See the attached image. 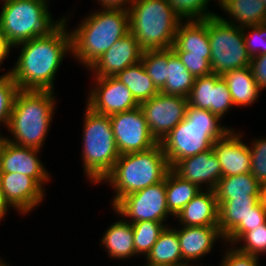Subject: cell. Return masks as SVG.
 <instances>
[{"instance_id":"cell-25","label":"cell","mask_w":266,"mask_h":266,"mask_svg":"<svg viewBox=\"0 0 266 266\" xmlns=\"http://www.w3.org/2000/svg\"><path fill=\"white\" fill-rule=\"evenodd\" d=\"M261 184L251 173L221 177L214 189L217 202L235 198H259Z\"/></svg>"},{"instance_id":"cell-36","label":"cell","mask_w":266,"mask_h":266,"mask_svg":"<svg viewBox=\"0 0 266 266\" xmlns=\"http://www.w3.org/2000/svg\"><path fill=\"white\" fill-rule=\"evenodd\" d=\"M245 242L244 245L240 247H235L238 251L257 256L260 253L266 252V222L259 225L253 230L245 232L237 242Z\"/></svg>"},{"instance_id":"cell-33","label":"cell","mask_w":266,"mask_h":266,"mask_svg":"<svg viewBox=\"0 0 266 266\" xmlns=\"http://www.w3.org/2000/svg\"><path fill=\"white\" fill-rule=\"evenodd\" d=\"M215 84L216 74L196 77L187 97L188 105L199 109H207L212 113V96Z\"/></svg>"},{"instance_id":"cell-26","label":"cell","mask_w":266,"mask_h":266,"mask_svg":"<svg viewBox=\"0 0 266 266\" xmlns=\"http://www.w3.org/2000/svg\"><path fill=\"white\" fill-rule=\"evenodd\" d=\"M101 243L108 250L109 257L129 259L136 255L132 224L124 219L110 225L102 236Z\"/></svg>"},{"instance_id":"cell-31","label":"cell","mask_w":266,"mask_h":266,"mask_svg":"<svg viewBox=\"0 0 266 266\" xmlns=\"http://www.w3.org/2000/svg\"><path fill=\"white\" fill-rule=\"evenodd\" d=\"M132 224L134 234V249L136 255L142 253L147 256L160 234L167 227L163 222L139 221Z\"/></svg>"},{"instance_id":"cell-27","label":"cell","mask_w":266,"mask_h":266,"mask_svg":"<svg viewBox=\"0 0 266 266\" xmlns=\"http://www.w3.org/2000/svg\"><path fill=\"white\" fill-rule=\"evenodd\" d=\"M114 77L126 85L139 104L151 99L160 92L149 77L141 61L128 66Z\"/></svg>"},{"instance_id":"cell-16","label":"cell","mask_w":266,"mask_h":266,"mask_svg":"<svg viewBox=\"0 0 266 266\" xmlns=\"http://www.w3.org/2000/svg\"><path fill=\"white\" fill-rule=\"evenodd\" d=\"M142 53L135 36L129 32L99 57L89 70L95 73L94 77L115 76L128 66L141 61Z\"/></svg>"},{"instance_id":"cell-46","label":"cell","mask_w":266,"mask_h":266,"mask_svg":"<svg viewBox=\"0 0 266 266\" xmlns=\"http://www.w3.org/2000/svg\"><path fill=\"white\" fill-rule=\"evenodd\" d=\"M9 206H11V204L6 200V197L0 188V221L5 217V214H7L8 209H10Z\"/></svg>"},{"instance_id":"cell-40","label":"cell","mask_w":266,"mask_h":266,"mask_svg":"<svg viewBox=\"0 0 266 266\" xmlns=\"http://www.w3.org/2000/svg\"><path fill=\"white\" fill-rule=\"evenodd\" d=\"M234 106L231 94L228 90L226 81L222 76L216 74V84L212 96V113L223 118L225 113Z\"/></svg>"},{"instance_id":"cell-34","label":"cell","mask_w":266,"mask_h":266,"mask_svg":"<svg viewBox=\"0 0 266 266\" xmlns=\"http://www.w3.org/2000/svg\"><path fill=\"white\" fill-rule=\"evenodd\" d=\"M176 14L183 20H204L217 13L208 11L207 6L211 0H167ZM219 2V0H218ZM208 3V4H207ZM208 11V12H207Z\"/></svg>"},{"instance_id":"cell-9","label":"cell","mask_w":266,"mask_h":266,"mask_svg":"<svg viewBox=\"0 0 266 266\" xmlns=\"http://www.w3.org/2000/svg\"><path fill=\"white\" fill-rule=\"evenodd\" d=\"M208 36L213 74L222 76L250 65L251 56L245 46L242 27L223 22L218 15L212 16L208 18Z\"/></svg>"},{"instance_id":"cell-45","label":"cell","mask_w":266,"mask_h":266,"mask_svg":"<svg viewBox=\"0 0 266 266\" xmlns=\"http://www.w3.org/2000/svg\"><path fill=\"white\" fill-rule=\"evenodd\" d=\"M10 48H12L8 42L3 38L2 32L0 30V64L3 63V60L9 56Z\"/></svg>"},{"instance_id":"cell-35","label":"cell","mask_w":266,"mask_h":266,"mask_svg":"<svg viewBox=\"0 0 266 266\" xmlns=\"http://www.w3.org/2000/svg\"><path fill=\"white\" fill-rule=\"evenodd\" d=\"M12 70L0 76V122L8 126L15 96L19 90L11 75Z\"/></svg>"},{"instance_id":"cell-21","label":"cell","mask_w":266,"mask_h":266,"mask_svg":"<svg viewBox=\"0 0 266 266\" xmlns=\"http://www.w3.org/2000/svg\"><path fill=\"white\" fill-rule=\"evenodd\" d=\"M202 190L175 216L183 226H218L219 206L214 190Z\"/></svg>"},{"instance_id":"cell-19","label":"cell","mask_w":266,"mask_h":266,"mask_svg":"<svg viewBox=\"0 0 266 266\" xmlns=\"http://www.w3.org/2000/svg\"><path fill=\"white\" fill-rule=\"evenodd\" d=\"M177 235L182 259L186 265H189V261H197L196 259L208 254L217 238L224 240L218 226H182L177 230Z\"/></svg>"},{"instance_id":"cell-7","label":"cell","mask_w":266,"mask_h":266,"mask_svg":"<svg viewBox=\"0 0 266 266\" xmlns=\"http://www.w3.org/2000/svg\"><path fill=\"white\" fill-rule=\"evenodd\" d=\"M83 129V168L93 183H100L112 171L120 157L110 116L92 111L86 107Z\"/></svg>"},{"instance_id":"cell-22","label":"cell","mask_w":266,"mask_h":266,"mask_svg":"<svg viewBox=\"0 0 266 266\" xmlns=\"http://www.w3.org/2000/svg\"><path fill=\"white\" fill-rule=\"evenodd\" d=\"M220 7L235 20H226L218 16L223 22L239 27L253 26L266 23V7L262 0H219ZM238 21V23L236 22ZM235 22V23H234Z\"/></svg>"},{"instance_id":"cell-32","label":"cell","mask_w":266,"mask_h":266,"mask_svg":"<svg viewBox=\"0 0 266 266\" xmlns=\"http://www.w3.org/2000/svg\"><path fill=\"white\" fill-rule=\"evenodd\" d=\"M141 62L154 85L160 91L167 80L168 48L143 51Z\"/></svg>"},{"instance_id":"cell-30","label":"cell","mask_w":266,"mask_h":266,"mask_svg":"<svg viewBox=\"0 0 266 266\" xmlns=\"http://www.w3.org/2000/svg\"><path fill=\"white\" fill-rule=\"evenodd\" d=\"M195 77L183 65L172 47L168 48L167 80L160 93L188 97Z\"/></svg>"},{"instance_id":"cell-49","label":"cell","mask_w":266,"mask_h":266,"mask_svg":"<svg viewBox=\"0 0 266 266\" xmlns=\"http://www.w3.org/2000/svg\"><path fill=\"white\" fill-rule=\"evenodd\" d=\"M4 137L0 134V147L2 145V141H3Z\"/></svg>"},{"instance_id":"cell-23","label":"cell","mask_w":266,"mask_h":266,"mask_svg":"<svg viewBox=\"0 0 266 266\" xmlns=\"http://www.w3.org/2000/svg\"><path fill=\"white\" fill-rule=\"evenodd\" d=\"M146 257L145 266H187L182 259L177 229L169 226L160 234Z\"/></svg>"},{"instance_id":"cell-15","label":"cell","mask_w":266,"mask_h":266,"mask_svg":"<svg viewBox=\"0 0 266 266\" xmlns=\"http://www.w3.org/2000/svg\"><path fill=\"white\" fill-rule=\"evenodd\" d=\"M0 188L11 207L22 215L37 207L46 196L44 188L22 173H0Z\"/></svg>"},{"instance_id":"cell-14","label":"cell","mask_w":266,"mask_h":266,"mask_svg":"<svg viewBox=\"0 0 266 266\" xmlns=\"http://www.w3.org/2000/svg\"><path fill=\"white\" fill-rule=\"evenodd\" d=\"M39 152V149L17 146L3 139L0 147V173H22L32 177L43 188L50 177L38 158Z\"/></svg>"},{"instance_id":"cell-29","label":"cell","mask_w":266,"mask_h":266,"mask_svg":"<svg viewBox=\"0 0 266 266\" xmlns=\"http://www.w3.org/2000/svg\"><path fill=\"white\" fill-rule=\"evenodd\" d=\"M166 204L172 216H176L201 190L196 184L182 179L172 169L165 177Z\"/></svg>"},{"instance_id":"cell-39","label":"cell","mask_w":266,"mask_h":266,"mask_svg":"<svg viewBox=\"0 0 266 266\" xmlns=\"http://www.w3.org/2000/svg\"><path fill=\"white\" fill-rule=\"evenodd\" d=\"M250 148L251 174L262 184H266V138L256 139Z\"/></svg>"},{"instance_id":"cell-47","label":"cell","mask_w":266,"mask_h":266,"mask_svg":"<svg viewBox=\"0 0 266 266\" xmlns=\"http://www.w3.org/2000/svg\"><path fill=\"white\" fill-rule=\"evenodd\" d=\"M259 202L266 211V184H262L260 187Z\"/></svg>"},{"instance_id":"cell-28","label":"cell","mask_w":266,"mask_h":266,"mask_svg":"<svg viewBox=\"0 0 266 266\" xmlns=\"http://www.w3.org/2000/svg\"><path fill=\"white\" fill-rule=\"evenodd\" d=\"M258 202L259 198H235L218 202V227L223 238L239 223H244V220L250 212L254 211V206Z\"/></svg>"},{"instance_id":"cell-24","label":"cell","mask_w":266,"mask_h":266,"mask_svg":"<svg viewBox=\"0 0 266 266\" xmlns=\"http://www.w3.org/2000/svg\"><path fill=\"white\" fill-rule=\"evenodd\" d=\"M222 77L226 81L234 106L251 105L257 100L261 90L249 66L226 72Z\"/></svg>"},{"instance_id":"cell-4","label":"cell","mask_w":266,"mask_h":266,"mask_svg":"<svg viewBox=\"0 0 266 266\" xmlns=\"http://www.w3.org/2000/svg\"><path fill=\"white\" fill-rule=\"evenodd\" d=\"M92 13L70 32L71 53L88 69L117 40L129 33L128 10L104 8Z\"/></svg>"},{"instance_id":"cell-48","label":"cell","mask_w":266,"mask_h":266,"mask_svg":"<svg viewBox=\"0 0 266 266\" xmlns=\"http://www.w3.org/2000/svg\"><path fill=\"white\" fill-rule=\"evenodd\" d=\"M0 266H9L2 259H0Z\"/></svg>"},{"instance_id":"cell-43","label":"cell","mask_w":266,"mask_h":266,"mask_svg":"<svg viewBox=\"0 0 266 266\" xmlns=\"http://www.w3.org/2000/svg\"><path fill=\"white\" fill-rule=\"evenodd\" d=\"M260 90L266 89V54L251 57L249 65Z\"/></svg>"},{"instance_id":"cell-41","label":"cell","mask_w":266,"mask_h":266,"mask_svg":"<svg viewBox=\"0 0 266 266\" xmlns=\"http://www.w3.org/2000/svg\"><path fill=\"white\" fill-rule=\"evenodd\" d=\"M187 70L196 78L212 74L210 59L188 55V52H175Z\"/></svg>"},{"instance_id":"cell-18","label":"cell","mask_w":266,"mask_h":266,"mask_svg":"<svg viewBox=\"0 0 266 266\" xmlns=\"http://www.w3.org/2000/svg\"><path fill=\"white\" fill-rule=\"evenodd\" d=\"M241 139L242 134L231 129L213 144V151L221 165L222 177L251 173L250 148Z\"/></svg>"},{"instance_id":"cell-2","label":"cell","mask_w":266,"mask_h":266,"mask_svg":"<svg viewBox=\"0 0 266 266\" xmlns=\"http://www.w3.org/2000/svg\"><path fill=\"white\" fill-rule=\"evenodd\" d=\"M221 118L207 109L188 105L185 118L160 142L172 168L179 160L212 149L216 140L232 128L220 125Z\"/></svg>"},{"instance_id":"cell-5","label":"cell","mask_w":266,"mask_h":266,"mask_svg":"<svg viewBox=\"0 0 266 266\" xmlns=\"http://www.w3.org/2000/svg\"><path fill=\"white\" fill-rule=\"evenodd\" d=\"M171 169L163 148L158 143L143 152L120 155L112 171L102 180L116 192L112 205L122 197L163 181Z\"/></svg>"},{"instance_id":"cell-12","label":"cell","mask_w":266,"mask_h":266,"mask_svg":"<svg viewBox=\"0 0 266 266\" xmlns=\"http://www.w3.org/2000/svg\"><path fill=\"white\" fill-rule=\"evenodd\" d=\"M187 106L186 97L160 92L139 105L149 131L158 143L185 118Z\"/></svg>"},{"instance_id":"cell-38","label":"cell","mask_w":266,"mask_h":266,"mask_svg":"<svg viewBox=\"0 0 266 266\" xmlns=\"http://www.w3.org/2000/svg\"><path fill=\"white\" fill-rule=\"evenodd\" d=\"M243 37L251 57L266 54V23L243 27Z\"/></svg>"},{"instance_id":"cell-13","label":"cell","mask_w":266,"mask_h":266,"mask_svg":"<svg viewBox=\"0 0 266 266\" xmlns=\"http://www.w3.org/2000/svg\"><path fill=\"white\" fill-rule=\"evenodd\" d=\"M96 87H92L87 98L86 106L92 111L112 115L119 112H126L139 107V103L133 97L131 91L125 84L114 76L96 77Z\"/></svg>"},{"instance_id":"cell-11","label":"cell","mask_w":266,"mask_h":266,"mask_svg":"<svg viewBox=\"0 0 266 266\" xmlns=\"http://www.w3.org/2000/svg\"><path fill=\"white\" fill-rule=\"evenodd\" d=\"M115 143L120 155L143 152L158 142L151 135L144 113L140 107L110 115Z\"/></svg>"},{"instance_id":"cell-6","label":"cell","mask_w":266,"mask_h":266,"mask_svg":"<svg viewBox=\"0 0 266 266\" xmlns=\"http://www.w3.org/2000/svg\"><path fill=\"white\" fill-rule=\"evenodd\" d=\"M129 13V32L143 51L171 48L183 21L167 0H135Z\"/></svg>"},{"instance_id":"cell-3","label":"cell","mask_w":266,"mask_h":266,"mask_svg":"<svg viewBox=\"0 0 266 266\" xmlns=\"http://www.w3.org/2000/svg\"><path fill=\"white\" fill-rule=\"evenodd\" d=\"M49 90H18L14 99L8 130L10 143L41 149L50 128L55 108V95ZM15 138V139H14Z\"/></svg>"},{"instance_id":"cell-10","label":"cell","mask_w":266,"mask_h":266,"mask_svg":"<svg viewBox=\"0 0 266 266\" xmlns=\"http://www.w3.org/2000/svg\"><path fill=\"white\" fill-rule=\"evenodd\" d=\"M112 207L123 218L130 217V223L139 221L164 222L168 215H172L166 204L165 179L122 197Z\"/></svg>"},{"instance_id":"cell-1","label":"cell","mask_w":266,"mask_h":266,"mask_svg":"<svg viewBox=\"0 0 266 266\" xmlns=\"http://www.w3.org/2000/svg\"><path fill=\"white\" fill-rule=\"evenodd\" d=\"M61 23L50 33L20 43L21 51L11 72L20 90L54 89V78L66 53L72 52L71 33L67 22Z\"/></svg>"},{"instance_id":"cell-8","label":"cell","mask_w":266,"mask_h":266,"mask_svg":"<svg viewBox=\"0 0 266 266\" xmlns=\"http://www.w3.org/2000/svg\"><path fill=\"white\" fill-rule=\"evenodd\" d=\"M0 30L11 47L50 33L62 19L53 21L47 0H2Z\"/></svg>"},{"instance_id":"cell-20","label":"cell","mask_w":266,"mask_h":266,"mask_svg":"<svg viewBox=\"0 0 266 266\" xmlns=\"http://www.w3.org/2000/svg\"><path fill=\"white\" fill-rule=\"evenodd\" d=\"M174 52H188V55L211 58V47L208 36V18L204 20H183L178 26L175 41L172 45Z\"/></svg>"},{"instance_id":"cell-42","label":"cell","mask_w":266,"mask_h":266,"mask_svg":"<svg viewBox=\"0 0 266 266\" xmlns=\"http://www.w3.org/2000/svg\"><path fill=\"white\" fill-rule=\"evenodd\" d=\"M232 248V249H231ZM226 249L220 266H258L259 257L238 251L233 246Z\"/></svg>"},{"instance_id":"cell-44","label":"cell","mask_w":266,"mask_h":266,"mask_svg":"<svg viewBox=\"0 0 266 266\" xmlns=\"http://www.w3.org/2000/svg\"><path fill=\"white\" fill-rule=\"evenodd\" d=\"M97 1L100 2L101 6L103 5L102 6L103 8L128 10L135 0H97Z\"/></svg>"},{"instance_id":"cell-37","label":"cell","mask_w":266,"mask_h":266,"mask_svg":"<svg viewBox=\"0 0 266 266\" xmlns=\"http://www.w3.org/2000/svg\"><path fill=\"white\" fill-rule=\"evenodd\" d=\"M266 222V211L263 209L260 202L254 206V211L250 212L249 215L244 220V223H239L225 238L232 244H236L237 240L247 231L253 230V228L258 227Z\"/></svg>"},{"instance_id":"cell-17","label":"cell","mask_w":266,"mask_h":266,"mask_svg":"<svg viewBox=\"0 0 266 266\" xmlns=\"http://www.w3.org/2000/svg\"><path fill=\"white\" fill-rule=\"evenodd\" d=\"M171 169L182 179L196 184L200 189L205 183L207 190H214L222 177L221 165L213 148L179 160Z\"/></svg>"}]
</instances>
